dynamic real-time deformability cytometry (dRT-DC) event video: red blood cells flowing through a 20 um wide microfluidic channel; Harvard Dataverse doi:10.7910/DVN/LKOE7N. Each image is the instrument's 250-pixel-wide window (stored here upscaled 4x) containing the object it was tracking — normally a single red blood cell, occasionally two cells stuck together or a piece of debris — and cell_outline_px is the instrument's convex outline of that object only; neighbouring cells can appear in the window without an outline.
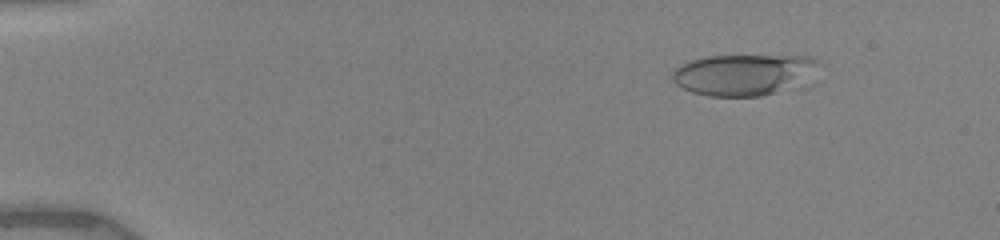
{"species": "human", "species_latin": "Homo sapiens", "temperature_condition": "warm", "stored_images_in_passage": 10, "camera_frame_rate_fps": 3000, "um_per_image_px": 0.085, "donor": {"sex": "female"}, "frame": {"image": 1, "passage_image": 4, "time_ms": 2.0, "image_size_px": [1000, 240], "cell_outline_px": [[824, 64], [776, 92], [760, 96], [708, 96], [692, 92], [676, 84], [672, 80], [672, 72], [680, 64], [688, 60], [708, 56], [808, 56]], "centroid_in_image_um": [63.05, 6.32], "position_along_channel_um": 21.9, "area_um2": 34.1}}
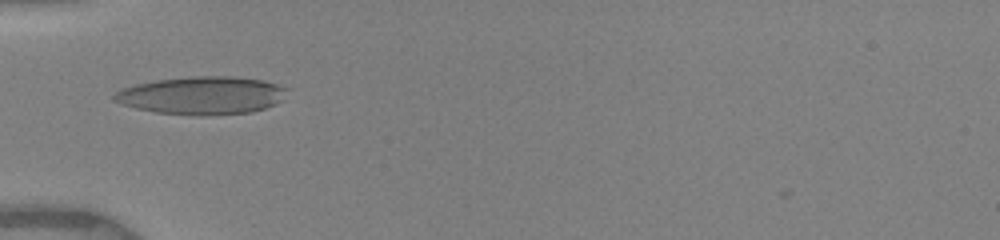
{"frame": {"image": 2, "passage_image": 9, "time_ms": 5.667, "image_size_px": [1000, 240], "cell_outline_px": [[288, 88], [284, 100], [276, 104], [252, 112], [208, 116], [196, 116], [156, 112], [136, 108], [120, 104], [112, 100], [112, 96], [120, 88], [136, 84], [156, 80], [192, 76], [236, 76], [264, 80]], "centroid_in_image_um": [17.17, 8.11], "position_along_channel_um": 67.8, "area_um2": 38.73}}